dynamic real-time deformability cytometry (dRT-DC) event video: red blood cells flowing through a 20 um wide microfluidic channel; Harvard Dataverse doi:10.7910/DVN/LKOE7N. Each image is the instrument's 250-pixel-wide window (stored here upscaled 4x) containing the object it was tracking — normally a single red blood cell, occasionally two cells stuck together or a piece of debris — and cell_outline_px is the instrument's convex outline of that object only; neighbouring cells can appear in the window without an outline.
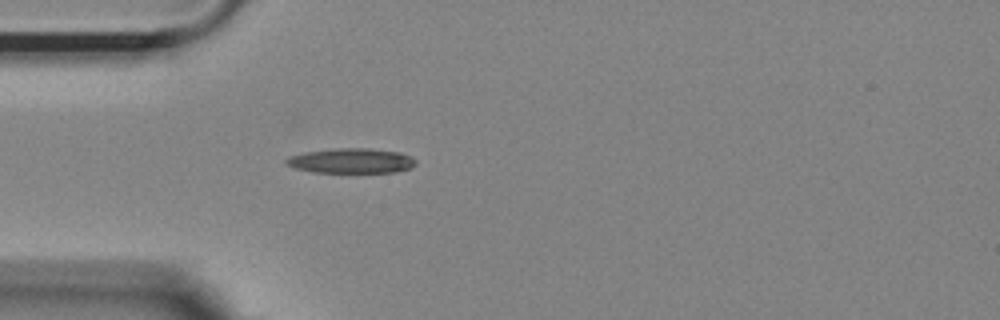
{"species": "Egyptian fruit bat (a non-hibernating species)", "species_latin": "Rousettus aegyptiacus", "temperature_condition": "room temperature", "stored_images_in_passage": 29, "camera_frame_rate_fps": 3000, "um_per_image_px": 0.085, "animal": {"sex": "female"}, "frame": {"image": 1, "passage_image": 1, "time_ms": 0.0, "image_size_px": [1000, 320], "cell_outline_px": [[416, 164], [412, 168], [396, 172], [312, 172], [296, 168], [284, 164], [284, 160], [288, 156], [304, 152], [340, 148], [368, 148], [400, 152], [416, 160]], "centroid_in_image_um": [29.84, 13.67], "position_along_channel_um": 55.2, "area_um2": 18.84}}
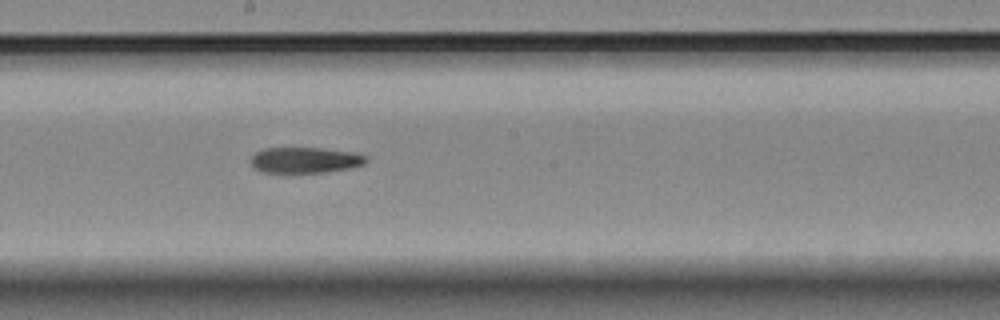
{"frame": {"image": 2, "passage_image": 15, "time_ms": 4.667, "image_size_px": [1000, 320], "cell_outline_px": [[368, 160], [364, 164], [348, 168], [324, 172], [264, 172], [256, 168], [252, 164], [252, 156], [256, 152], [264, 148], [320, 148], [356, 152], [368, 156]], "centroid_in_image_um": [25.99, 13.59], "position_along_channel_um": 222.2, "area_um2": 17.17}}
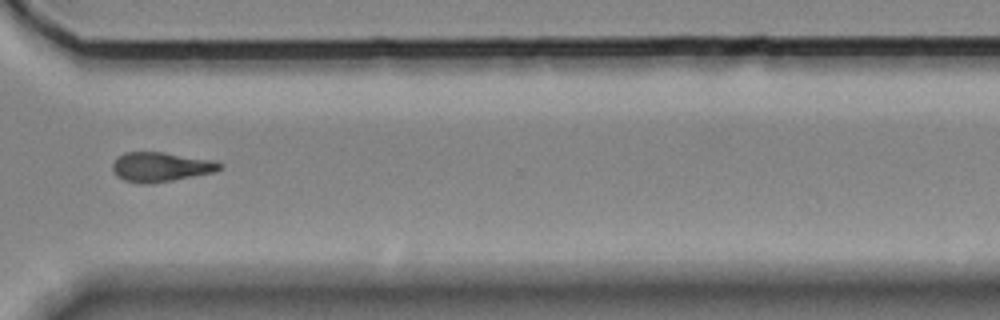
{"frame": {"image": 3, "passage_image": 26, "time_ms": 8.333, "image_size_px": [1000, 320], "cell_outline_px": [[224, 168], [216, 172], [152, 184], [140, 184], [124, 180], [116, 176], [112, 168], [112, 164], [116, 156], [124, 152], [164, 152], [216, 160], [224, 164]], "centroid_in_image_um": [13.7, 14.19], "position_along_channel_um": 356.9, "area_um2": 18.96}}